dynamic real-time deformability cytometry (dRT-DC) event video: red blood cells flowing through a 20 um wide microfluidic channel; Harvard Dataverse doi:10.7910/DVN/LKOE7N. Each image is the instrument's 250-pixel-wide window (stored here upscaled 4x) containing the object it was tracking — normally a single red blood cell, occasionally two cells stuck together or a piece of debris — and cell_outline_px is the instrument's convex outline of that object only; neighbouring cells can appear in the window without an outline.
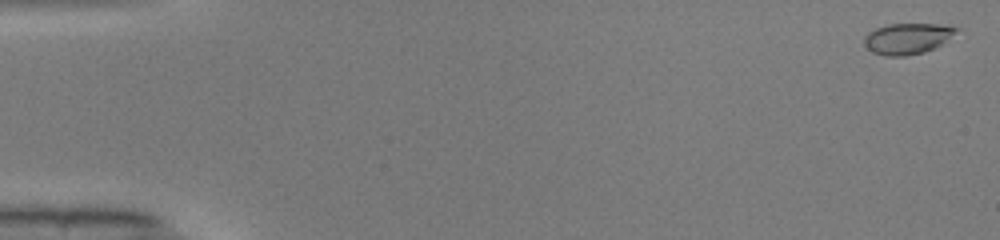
{"species": "common noctule bat (a hibernating species)", "species_latin": "Nyctalus noctula", "temperature_condition": "warm", "stored_images_in_passage": 49, "camera_frame_rate_fps": 3000, "um_per_image_px": 0.085, "animal": {"sex": "male", "body_mass_g": 19.0, "forearm_length_mm": 50.8}, "frame": {"image": 1, "passage_image": 2, "time_ms": 0.333, "image_size_px": [1000, 240], "cell_outline_px": [[960, 28], [940, 44], [924, 52], [904, 56], [884, 56], [872, 52], [864, 48], [864, 36], [868, 32], [876, 28], [888, 24], [948, 24]], "centroid_in_image_um": [77.07, 3.27], "position_along_channel_um": 7.9, "area_um2": 16.59}}
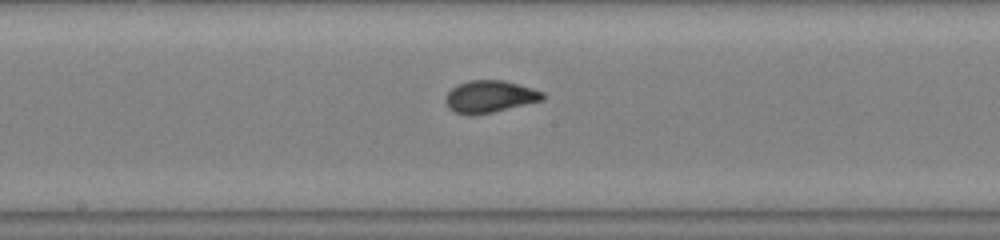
{"frame": {"image": 2, "passage_image": 28, "time_ms": 9.0, "image_size_px": [1000, 240], "cell_outline_px": [[544, 100], [492, 112], [456, 112], [448, 108], [444, 100], [448, 92], [456, 84], [468, 80], [504, 80], [532, 88], [544, 92]], "centroid_in_image_um": [41.65, 8.16], "position_along_channel_um": 206.6, "area_um2": 17.74}}
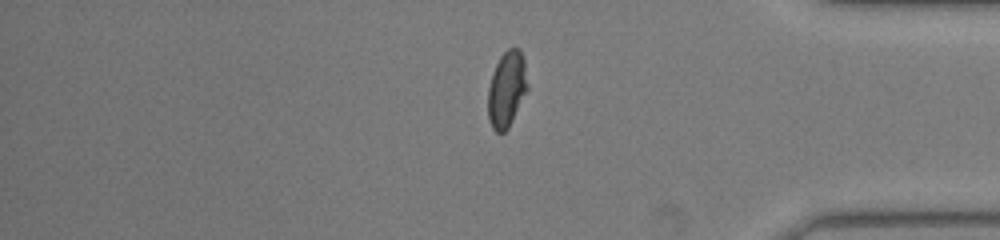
{"frame": {"image": 3, "passage_image": 43, "time_ms": 14.0, "image_size_px": [1000, 240], "cell_outline_px": [[528, 88], [508, 128], [504, 132], [496, 132], [492, 128], [488, 120], [488, 88], [492, 72], [500, 56], [508, 48], [520, 48], [524, 56]], "centroid_in_image_um": [43.06, 7.55], "position_along_channel_um": 392.1, "area_um2": 17.57}, "authors_computed_cell_mechanics": {"area_um2": 17.5134, "velocity_mm_per_s": 4.1172, "shape_relaxation_time_tau1_ms": 4.0089, "shape_relaxation_time_tau2_ms": null, "deformation_change_tau1": 0.1635, "deformation_change_tau2": null}}